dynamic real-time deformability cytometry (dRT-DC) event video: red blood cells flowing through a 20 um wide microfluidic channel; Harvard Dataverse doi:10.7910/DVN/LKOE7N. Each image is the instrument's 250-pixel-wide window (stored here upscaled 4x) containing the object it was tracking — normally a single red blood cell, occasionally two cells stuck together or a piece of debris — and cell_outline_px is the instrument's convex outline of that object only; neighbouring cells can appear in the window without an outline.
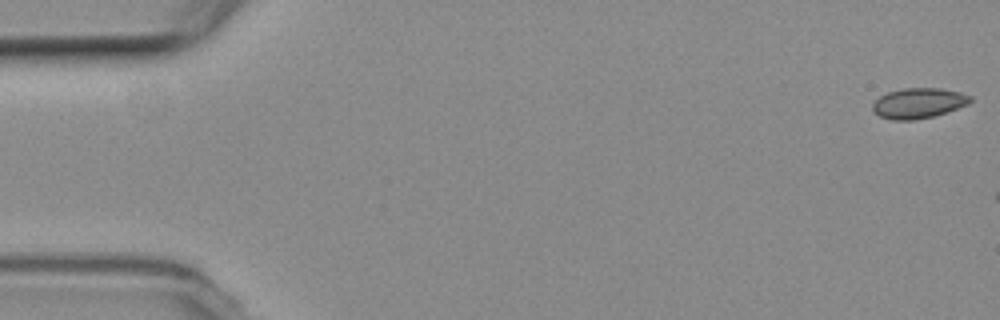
{"species": "common noctule bat (a hibernating species)", "species_latin": "Nyctalus noctula", "temperature_condition": "room temperature", "stored_images_in_passage": 2, "camera_frame_rate_fps": 3000, "um_per_image_px": 0.085, "animal": {"sex": "female", "body_mass_g": 19.3, "forearm_length_mm": 54.1}, "frame": {"image": 1, "passage_image": 1, "time_ms": 0.0, "image_size_px": [1000, 320], "cell_outline_px": [[972, 100], [968, 104], [932, 116], [912, 120], [892, 120], [880, 116], [872, 108], [872, 104], [880, 96], [888, 92], [904, 88], [940, 88], [960, 92], [972, 96]], "centroid_in_image_um": [78.07, 8.75], "position_along_channel_um": 6.9, "area_um2": 16.99}}